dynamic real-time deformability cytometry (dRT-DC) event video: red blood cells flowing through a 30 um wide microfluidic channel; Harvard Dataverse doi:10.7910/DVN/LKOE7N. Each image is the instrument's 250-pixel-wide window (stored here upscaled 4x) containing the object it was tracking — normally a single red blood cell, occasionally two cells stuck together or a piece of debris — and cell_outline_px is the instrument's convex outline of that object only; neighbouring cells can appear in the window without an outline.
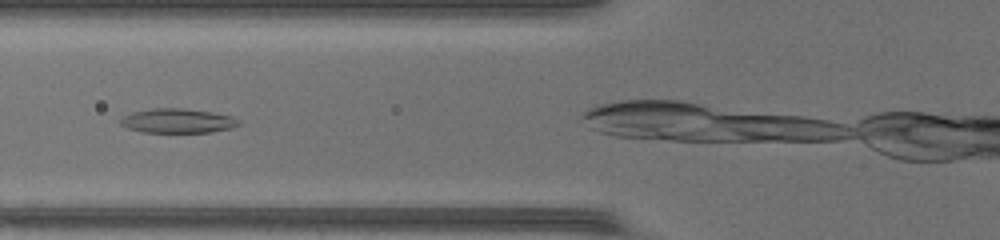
{"species": "common noctule bat (a hibernating species)", "species_latin": "Nyctalus noctula", "temperature_condition": "warm", "stored_images_in_passage": 21, "camera_frame_rate_fps": 3000, "um_per_image_px": 0.085, "animal": {"sex": "female", "body_mass_g": 17.0, "forearm_length_mm": 48.0}, "frame": {"image": 1, "passage_image": 4, "time_ms": 1.0, "image_size_px": [1000, 240], "cell_outline_px": [[240, 124], [232, 128], [212, 132], [144, 132], [128, 128], [120, 124], [120, 120], [124, 116], [132, 112], [152, 108], [180, 108], [212, 112], [232, 116], [240, 120]], "centroid_in_image_um": [15.12, 10.27], "position_along_channel_um": 110.7, "area_um2": 16.76}}